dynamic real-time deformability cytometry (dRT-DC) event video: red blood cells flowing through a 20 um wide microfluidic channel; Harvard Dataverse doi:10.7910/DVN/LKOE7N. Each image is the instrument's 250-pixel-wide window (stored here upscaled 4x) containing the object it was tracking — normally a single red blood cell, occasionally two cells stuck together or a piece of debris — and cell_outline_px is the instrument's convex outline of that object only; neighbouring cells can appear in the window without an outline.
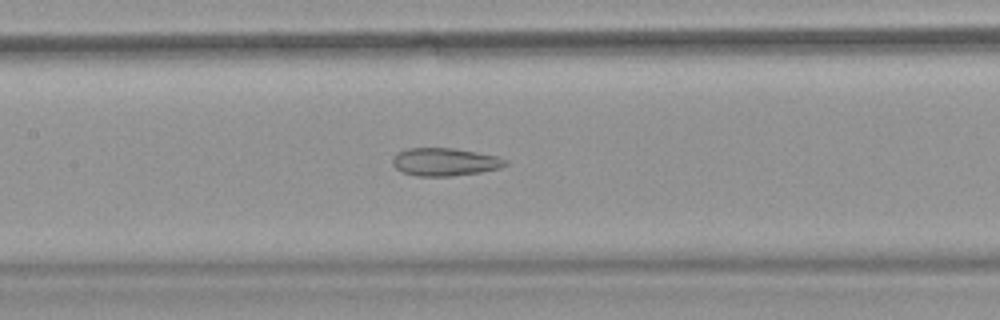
{"species": "common noctule bat (a hibernating species)", "species_latin": "Nyctalus noctula", "temperature_condition": "warm", "stored_images_in_passage": 64, "camera_frame_rate_fps": 3000, "um_per_image_px": 0.085, "animal": {"sex": "female", "body_mass_g": 18.4}, "frame": {"image": 1, "passage_image": 32, "time_ms": 10.333, "image_size_px": [1000, 320], "cell_outline_px": [[508, 164], [500, 168], [480, 172], [452, 176], [416, 176], [404, 172], [396, 168], [392, 164], [392, 156], [396, 152], [408, 148], [452, 148], [476, 152], [496, 156], [508, 160]], "centroid_in_image_um": [37.79, 13.76], "position_along_channel_um": 169.6, "area_um2": 18.38}}
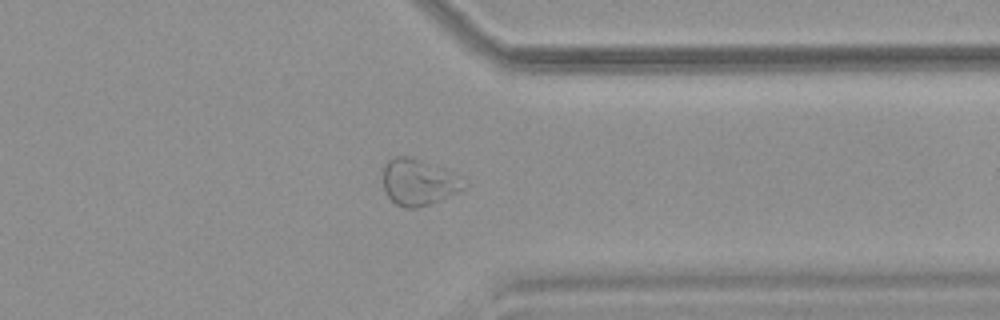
{"frame": {"image": 2, "passage_image": 51, "time_ms": 16.667, "image_size_px": [1000, 320], "cell_outline_px": [[468, 184], [464, 188], [448, 196], [428, 204], [416, 208], [404, 208], [396, 204], [388, 196], [384, 188], [384, 164], [388, 160], [396, 156], [408, 156], [440, 168], [468, 180]], "centroid_in_image_um": [35.57, 15.49], "position_along_channel_um": 375.8, "area_um2": 21.39}}
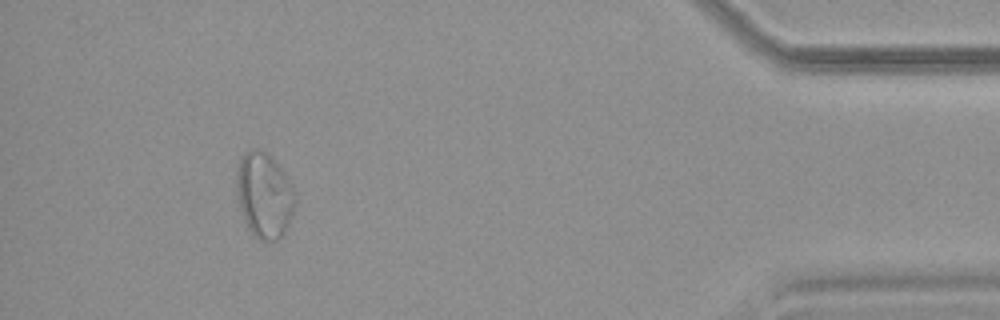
{"frame": {"image": 3, "passage_image": 59, "time_ms": 19.333, "image_size_px": [1000, 320], "cell_outline_px": [[296, 200], [288, 224], [284, 232], [276, 240], [260, 240], [252, 236], [244, 220], [240, 208], [236, 192], [236, 172], [240, 160], [244, 152], [252, 148], [256, 148], [264, 152], [276, 164], [292, 188], [296, 196]], "centroid_in_image_um": [22.41, 16.62], "position_along_channel_um": 412.8, "area_um2": 28.61}}